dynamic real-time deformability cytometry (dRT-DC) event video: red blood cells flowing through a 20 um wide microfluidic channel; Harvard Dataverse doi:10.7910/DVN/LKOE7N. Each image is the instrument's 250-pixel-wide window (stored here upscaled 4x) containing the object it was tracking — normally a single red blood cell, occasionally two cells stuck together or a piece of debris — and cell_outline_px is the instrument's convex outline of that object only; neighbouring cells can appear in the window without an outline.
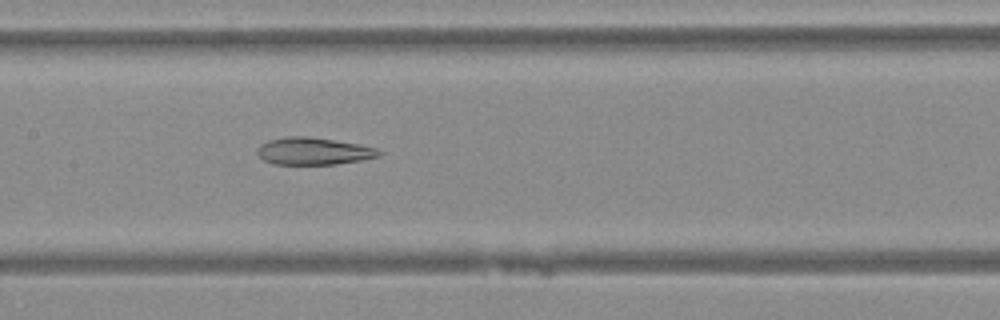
{"species": "Egyptian fruit bat (a non-hibernating species)", "species_latin": "Rousettus aegyptiacus", "temperature_condition": "warm", "stored_images_in_passage": 31, "camera_frame_rate_fps": 3000, "um_per_image_px": 0.085, "animal": {"sex": "female"}, "frame": {"image": 1, "passage_image": 13, "time_ms": 4.0, "image_size_px": [1000, 320], "cell_outline_px": [[380, 152], [376, 156], [360, 160], [336, 164], [276, 164], [264, 160], [256, 152], [256, 148], [260, 144], [268, 140], [288, 136], [308, 136], [356, 144], [376, 148]], "centroid_in_image_um": [26.56, 12.84], "position_along_channel_um": 180.8, "area_um2": 18.96}}
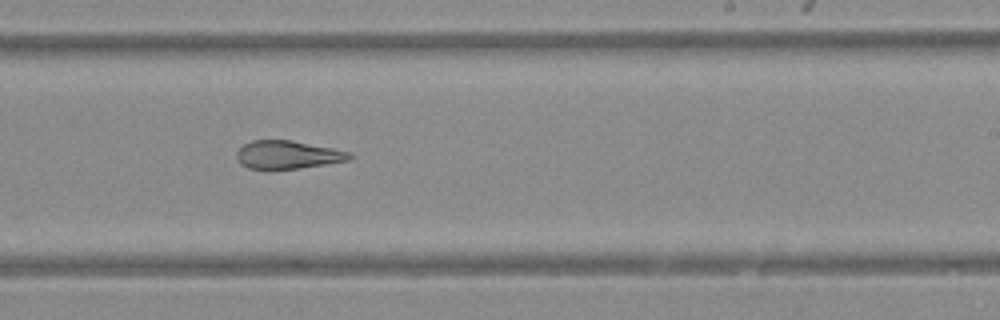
{"frame": {"image": 2, "passage_image": 19, "time_ms": 6.0, "image_size_px": [1000, 320], "cell_outline_px": [[352, 156], [348, 160], [300, 168], [248, 168], [240, 164], [236, 156], [236, 152], [244, 144], [252, 140], [292, 140], [332, 148], [348, 152]], "centroid_in_image_um": [24.41, 13.14], "position_along_channel_um": 264.6, "area_um2": 18.15}}
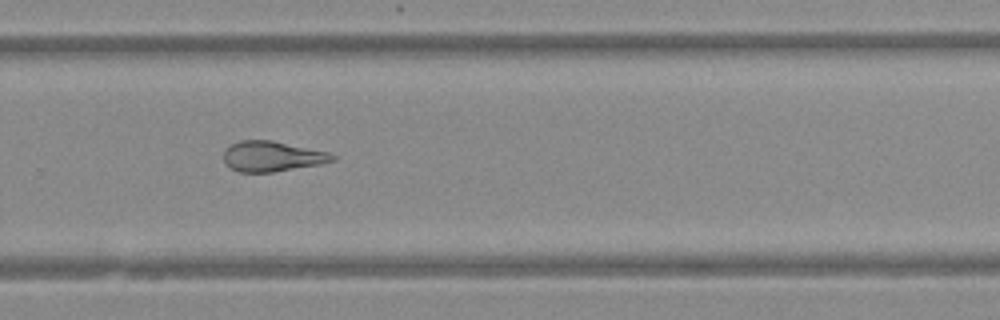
{"frame": {"image": 3, "passage_image": 22, "time_ms": 7.0, "image_size_px": [1000, 320], "cell_outline_px": [[336, 160], [320, 164], [272, 172], [240, 172], [232, 168], [224, 160], [224, 148], [240, 140], [272, 140], [328, 152], [336, 156]], "centroid_in_image_um": [23.13, 13.28], "position_along_channel_um": 306.7, "area_um2": 19.07}}